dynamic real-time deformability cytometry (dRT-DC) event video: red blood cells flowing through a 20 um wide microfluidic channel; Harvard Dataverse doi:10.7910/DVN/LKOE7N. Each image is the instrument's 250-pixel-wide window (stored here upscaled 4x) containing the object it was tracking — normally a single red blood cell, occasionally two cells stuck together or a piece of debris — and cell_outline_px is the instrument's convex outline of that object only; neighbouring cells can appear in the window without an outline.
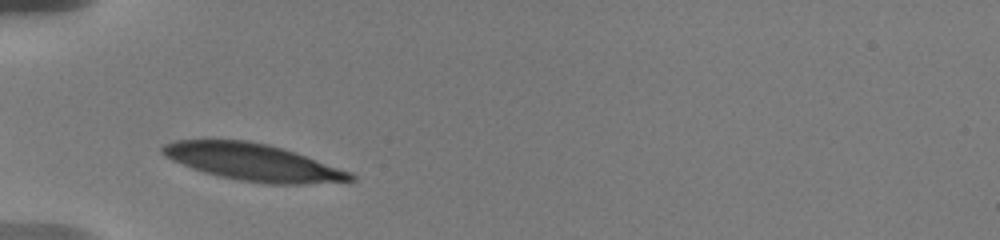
{"species": "human", "species_latin": "Homo sapiens", "temperature_condition": "warm", "stored_images_in_passage": 14, "camera_frame_rate_fps": 3000, "um_per_image_px": 0.085, "donor": {"sex": "male"}, "frame": {"image": 1, "passage_image": 2, "time_ms": 0.667, "image_size_px": [1000, 240], "cell_outline_px": [[356, 180], [304, 184], [272, 184], [240, 180], [220, 176], [204, 172], [192, 168], [172, 160], [164, 156], [160, 152], [160, 148], [164, 144], [176, 140], [244, 140], [268, 144], [296, 152], [352, 172], [356, 176]], "centroid_in_image_um": [21.52, 13.78], "position_along_channel_um": 63.5, "area_um2": 40.4}}
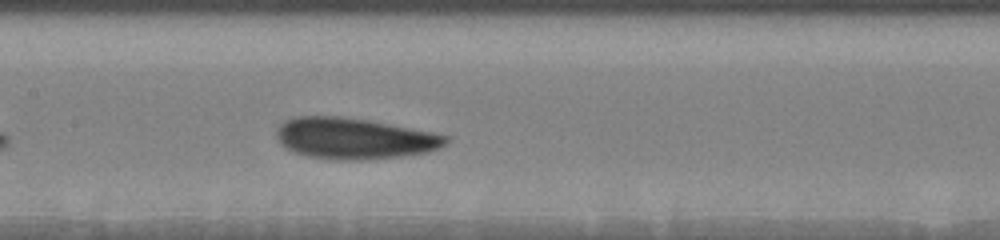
{"frame": {"image": 2, "passage_image": 8, "time_ms": 4.0, "image_size_px": [1000, 240], "cell_outline_px": [[448, 140], [444, 144], [428, 152], [400, 156], [360, 160], [336, 160], [308, 156], [296, 152], [280, 144], [276, 136], [276, 132], [280, 124], [284, 120], [296, 116], [340, 116], [364, 120], [428, 132], [448, 136]], "centroid_in_image_um": [30.02, 11.77], "position_along_channel_um": 177.4, "area_um2": 39.82}}
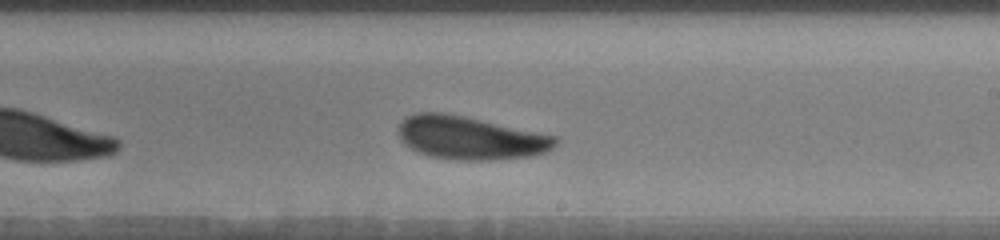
{"frame": {"image": 3, "passage_image": 13, "time_ms": 6.0, "image_size_px": [1000, 240], "cell_outline_px": [[556, 144], [548, 152], [532, 156], [488, 160], [460, 160], [428, 156], [412, 148], [400, 140], [400, 120], [416, 112], [444, 112], [464, 116], [556, 136]], "centroid_in_image_um": [39.97, 11.72], "position_along_channel_um": 249.0, "area_um2": 39.25}}